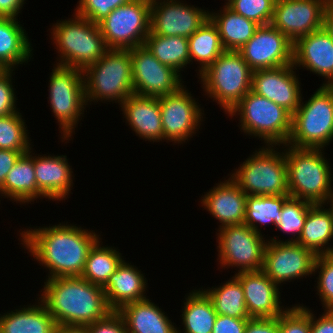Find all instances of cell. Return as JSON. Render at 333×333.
I'll use <instances>...</instances> for the list:
<instances>
[{"mask_svg": "<svg viewBox=\"0 0 333 333\" xmlns=\"http://www.w3.org/2000/svg\"><path fill=\"white\" fill-rule=\"evenodd\" d=\"M21 235L34 258L51 270L48 279L81 276L88 253L99 240L95 232L61 223L27 229Z\"/></svg>", "mask_w": 333, "mask_h": 333, "instance_id": "obj_1", "label": "cell"}, {"mask_svg": "<svg viewBox=\"0 0 333 333\" xmlns=\"http://www.w3.org/2000/svg\"><path fill=\"white\" fill-rule=\"evenodd\" d=\"M41 301L57 325L87 326L112 310L102 286L80 276L46 280Z\"/></svg>", "mask_w": 333, "mask_h": 333, "instance_id": "obj_2", "label": "cell"}, {"mask_svg": "<svg viewBox=\"0 0 333 333\" xmlns=\"http://www.w3.org/2000/svg\"><path fill=\"white\" fill-rule=\"evenodd\" d=\"M288 146L289 151L286 150L284 155L290 197L313 205L328 204L333 198V180L331 168L321 152L323 150Z\"/></svg>", "mask_w": 333, "mask_h": 333, "instance_id": "obj_3", "label": "cell"}, {"mask_svg": "<svg viewBox=\"0 0 333 333\" xmlns=\"http://www.w3.org/2000/svg\"><path fill=\"white\" fill-rule=\"evenodd\" d=\"M51 33L60 55L57 65L84 71L109 49L99 24L75 14V19L57 22Z\"/></svg>", "mask_w": 333, "mask_h": 333, "instance_id": "obj_4", "label": "cell"}, {"mask_svg": "<svg viewBox=\"0 0 333 333\" xmlns=\"http://www.w3.org/2000/svg\"><path fill=\"white\" fill-rule=\"evenodd\" d=\"M83 77L86 105L100 99L121 104L134 93L130 49H109L83 71Z\"/></svg>", "mask_w": 333, "mask_h": 333, "instance_id": "obj_5", "label": "cell"}, {"mask_svg": "<svg viewBox=\"0 0 333 333\" xmlns=\"http://www.w3.org/2000/svg\"><path fill=\"white\" fill-rule=\"evenodd\" d=\"M303 104V105H302ZM333 138V85H323L292 115L287 145L323 149Z\"/></svg>", "mask_w": 333, "mask_h": 333, "instance_id": "obj_6", "label": "cell"}, {"mask_svg": "<svg viewBox=\"0 0 333 333\" xmlns=\"http://www.w3.org/2000/svg\"><path fill=\"white\" fill-rule=\"evenodd\" d=\"M252 70L238 51L225 50L200 78L209 97L228 114L251 91Z\"/></svg>", "mask_w": 333, "mask_h": 333, "instance_id": "obj_7", "label": "cell"}, {"mask_svg": "<svg viewBox=\"0 0 333 333\" xmlns=\"http://www.w3.org/2000/svg\"><path fill=\"white\" fill-rule=\"evenodd\" d=\"M240 115L241 129L264 140L267 146L287 144L292 131V114L284 107L249 91L229 115Z\"/></svg>", "mask_w": 333, "mask_h": 333, "instance_id": "obj_8", "label": "cell"}, {"mask_svg": "<svg viewBox=\"0 0 333 333\" xmlns=\"http://www.w3.org/2000/svg\"><path fill=\"white\" fill-rule=\"evenodd\" d=\"M258 151L245 160L230 178L247 195H289L284 153H277L273 145Z\"/></svg>", "mask_w": 333, "mask_h": 333, "instance_id": "obj_9", "label": "cell"}, {"mask_svg": "<svg viewBox=\"0 0 333 333\" xmlns=\"http://www.w3.org/2000/svg\"><path fill=\"white\" fill-rule=\"evenodd\" d=\"M151 0H131L98 24L108 49L129 50L144 45L150 33Z\"/></svg>", "mask_w": 333, "mask_h": 333, "instance_id": "obj_10", "label": "cell"}, {"mask_svg": "<svg viewBox=\"0 0 333 333\" xmlns=\"http://www.w3.org/2000/svg\"><path fill=\"white\" fill-rule=\"evenodd\" d=\"M52 70L49 81L50 106L60 123L63 139L68 140L86 105L83 71L61 65Z\"/></svg>", "mask_w": 333, "mask_h": 333, "instance_id": "obj_11", "label": "cell"}, {"mask_svg": "<svg viewBox=\"0 0 333 333\" xmlns=\"http://www.w3.org/2000/svg\"><path fill=\"white\" fill-rule=\"evenodd\" d=\"M218 252L222 266L240 267L238 272L262 270L267 242L245 224L222 227Z\"/></svg>", "mask_w": 333, "mask_h": 333, "instance_id": "obj_12", "label": "cell"}, {"mask_svg": "<svg viewBox=\"0 0 333 333\" xmlns=\"http://www.w3.org/2000/svg\"><path fill=\"white\" fill-rule=\"evenodd\" d=\"M130 57L134 94L159 98L184 86L180 73L162 64L145 45L130 49Z\"/></svg>", "mask_w": 333, "mask_h": 333, "instance_id": "obj_13", "label": "cell"}, {"mask_svg": "<svg viewBox=\"0 0 333 333\" xmlns=\"http://www.w3.org/2000/svg\"><path fill=\"white\" fill-rule=\"evenodd\" d=\"M271 241V242H270ZM267 241L262 271L275 283L311 275L317 255L297 242Z\"/></svg>", "mask_w": 333, "mask_h": 333, "instance_id": "obj_14", "label": "cell"}, {"mask_svg": "<svg viewBox=\"0 0 333 333\" xmlns=\"http://www.w3.org/2000/svg\"><path fill=\"white\" fill-rule=\"evenodd\" d=\"M294 43L272 24L260 25L238 52L252 71L293 64Z\"/></svg>", "mask_w": 333, "mask_h": 333, "instance_id": "obj_15", "label": "cell"}, {"mask_svg": "<svg viewBox=\"0 0 333 333\" xmlns=\"http://www.w3.org/2000/svg\"><path fill=\"white\" fill-rule=\"evenodd\" d=\"M325 0H276L271 24L293 43L323 27Z\"/></svg>", "mask_w": 333, "mask_h": 333, "instance_id": "obj_16", "label": "cell"}, {"mask_svg": "<svg viewBox=\"0 0 333 333\" xmlns=\"http://www.w3.org/2000/svg\"><path fill=\"white\" fill-rule=\"evenodd\" d=\"M208 19V11L175 0H151L150 33L189 38Z\"/></svg>", "mask_w": 333, "mask_h": 333, "instance_id": "obj_17", "label": "cell"}, {"mask_svg": "<svg viewBox=\"0 0 333 333\" xmlns=\"http://www.w3.org/2000/svg\"><path fill=\"white\" fill-rule=\"evenodd\" d=\"M194 100L183 86L174 93L159 97L163 139L182 143L195 133L203 113Z\"/></svg>", "mask_w": 333, "mask_h": 333, "instance_id": "obj_18", "label": "cell"}, {"mask_svg": "<svg viewBox=\"0 0 333 333\" xmlns=\"http://www.w3.org/2000/svg\"><path fill=\"white\" fill-rule=\"evenodd\" d=\"M293 67L290 64L253 71L251 91L284 107L293 115L302 102L300 83Z\"/></svg>", "mask_w": 333, "mask_h": 333, "instance_id": "obj_19", "label": "cell"}, {"mask_svg": "<svg viewBox=\"0 0 333 333\" xmlns=\"http://www.w3.org/2000/svg\"><path fill=\"white\" fill-rule=\"evenodd\" d=\"M235 277L243 287L250 318H275L285 311L280 306L279 287L262 270L238 272Z\"/></svg>", "mask_w": 333, "mask_h": 333, "instance_id": "obj_20", "label": "cell"}, {"mask_svg": "<svg viewBox=\"0 0 333 333\" xmlns=\"http://www.w3.org/2000/svg\"><path fill=\"white\" fill-rule=\"evenodd\" d=\"M294 68H303L328 79L325 85H333V39L322 27L299 38L293 47Z\"/></svg>", "mask_w": 333, "mask_h": 333, "instance_id": "obj_21", "label": "cell"}, {"mask_svg": "<svg viewBox=\"0 0 333 333\" xmlns=\"http://www.w3.org/2000/svg\"><path fill=\"white\" fill-rule=\"evenodd\" d=\"M247 194L229 178L204 195L202 206L221 223L220 228L244 224Z\"/></svg>", "mask_w": 333, "mask_h": 333, "instance_id": "obj_22", "label": "cell"}, {"mask_svg": "<svg viewBox=\"0 0 333 333\" xmlns=\"http://www.w3.org/2000/svg\"><path fill=\"white\" fill-rule=\"evenodd\" d=\"M120 106L136 134L154 142L163 139L159 98L133 93Z\"/></svg>", "mask_w": 333, "mask_h": 333, "instance_id": "obj_23", "label": "cell"}, {"mask_svg": "<svg viewBox=\"0 0 333 333\" xmlns=\"http://www.w3.org/2000/svg\"><path fill=\"white\" fill-rule=\"evenodd\" d=\"M124 261L102 287L107 304L112 311H118L128 303L146 299L144 295L146 280L143 274Z\"/></svg>", "mask_w": 333, "mask_h": 333, "instance_id": "obj_24", "label": "cell"}, {"mask_svg": "<svg viewBox=\"0 0 333 333\" xmlns=\"http://www.w3.org/2000/svg\"><path fill=\"white\" fill-rule=\"evenodd\" d=\"M37 188L48 199L59 201L68 197L72 184V171L66 156H34Z\"/></svg>", "mask_w": 333, "mask_h": 333, "instance_id": "obj_25", "label": "cell"}, {"mask_svg": "<svg viewBox=\"0 0 333 333\" xmlns=\"http://www.w3.org/2000/svg\"><path fill=\"white\" fill-rule=\"evenodd\" d=\"M149 299L128 303L117 312L128 333H181L165 313Z\"/></svg>", "mask_w": 333, "mask_h": 333, "instance_id": "obj_26", "label": "cell"}, {"mask_svg": "<svg viewBox=\"0 0 333 333\" xmlns=\"http://www.w3.org/2000/svg\"><path fill=\"white\" fill-rule=\"evenodd\" d=\"M322 207V204H314L308 209L302 232L296 241L317 256L333 253V247L325 246L333 237V214L330 208L326 210Z\"/></svg>", "mask_w": 333, "mask_h": 333, "instance_id": "obj_27", "label": "cell"}, {"mask_svg": "<svg viewBox=\"0 0 333 333\" xmlns=\"http://www.w3.org/2000/svg\"><path fill=\"white\" fill-rule=\"evenodd\" d=\"M30 150L22 154L8 172L0 194L16 202H30L38 197H45L37 188L34 170V157Z\"/></svg>", "mask_w": 333, "mask_h": 333, "instance_id": "obj_28", "label": "cell"}, {"mask_svg": "<svg viewBox=\"0 0 333 333\" xmlns=\"http://www.w3.org/2000/svg\"><path fill=\"white\" fill-rule=\"evenodd\" d=\"M16 18L0 17V70H12L29 60L32 49Z\"/></svg>", "mask_w": 333, "mask_h": 333, "instance_id": "obj_29", "label": "cell"}, {"mask_svg": "<svg viewBox=\"0 0 333 333\" xmlns=\"http://www.w3.org/2000/svg\"><path fill=\"white\" fill-rule=\"evenodd\" d=\"M0 316V333H55L57 324L44 304Z\"/></svg>", "mask_w": 333, "mask_h": 333, "instance_id": "obj_30", "label": "cell"}, {"mask_svg": "<svg viewBox=\"0 0 333 333\" xmlns=\"http://www.w3.org/2000/svg\"><path fill=\"white\" fill-rule=\"evenodd\" d=\"M215 14L209 13V18L216 25L225 50L238 51L253 37L260 26L237 14L227 5L220 11V14Z\"/></svg>", "mask_w": 333, "mask_h": 333, "instance_id": "obj_31", "label": "cell"}, {"mask_svg": "<svg viewBox=\"0 0 333 333\" xmlns=\"http://www.w3.org/2000/svg\"><path fill=\"white\" fill-rule=\"evenodd\" d=\"M189 294L182 309L184 333H212L217 313L211 299L204 290Z\"/></svg>", "mask_w": 333, "mask_h": 333, "instance_id": "obj_32", "label": "cell"}, {"mask_svg": "<svg viewBox=\"0 0 333 333\" xmlns=\"http://www.w3.org/2000/svg\"><path fill=\"white\" fill-rule=\"evenodd\" d=\"M144 45L162 64L172 67L177 72L190 63L188 38L186 37H167L149 33Z\"/></svg>", "mask_w": 333, "mask_h": 333, "instance_id": "obj_33", "label": "cell"}, {"mask_svg": "<svg viewBox=\"0 0 333 333\" xmlns=\"http://www.w3.org/2000/svg\"><path fill=\"white\" fill-rule=\"evenodd\" d=\"M188 46L190 62L193 59L199 61L200 73L225 51L218 29L210 18L188 38Z\"/></svg>", "mask_w": 333, "mask_h": 333, "instance_id": "obj_34", "label": "cell"}, {"mask_svg": "<svg viewBox=\"0 0 333 333\" xmlns=\"http://www.w3.org/2000/svg\"><path fill=\"white\" fill-rule=\"evenodd\" d=\"M123 259L112 247H101L99 240L90 249L80 277L92 284L104 286Z\"/></svg>", "mask_w": 333, "mask_h": 333, "instance_id": "obj_35", "label": "cell"}, {"mask_svg": "<svg viewBox=\"0 0 333 333\" xmlns=\"http://www.w3.org/2000/svg\"><path fill=\"white\" fill-rule=\"evenodd\" d=\"M289 198L290 195H247L244 224L257 233H260L258 222L264 225L272 223L276 228L281 220L282 207Z\"/></svg>", "mask_w": 333, "mask_h": 333, "instance_id": "obj_36", "label": "cell"}, {"mask_svg": "<svg viewBox=\"0 0 333 333\" xmlns=\"http://www.w3.org/2000/svg\"><path fill=\"white\" fill-rule=\"evenodd\" d=\"M204 292L211 299L217 315L251 319L246 309L243 287L235 276L222 286Z\"/></svg>", "mask_w": 333, "mask_h": 333, "instance_id": "obj_37", "label": "cell"}, {"mask_svg": "<svg viewBox=\"0 0 333 333\" xmlns=\"http://www.w3.org/2000/svg\"><path fill=\"white\" fill-rule=\"evenodd\" d=\"M25 122L17 111L13 114L0 116V149L13 151H29Z\"/></svg>", "mask_w": 333, "mask_h": 333, "instance_id": "obj_38", "label": "cell"}, {"mask_svg": "<svg viewBox=\"0 0 333 333\" xmlns=\"http://www.w3.org/2000/svg\"><path fill=\"white\" fill-rule=\"evenodd\" d=\"M313 204L294 198H289L282 207L281 220L276 229H280L285 233H292L296 239L288 240V242H296L302 232L307 211Z\"/></svg>", "mask_w": 333, "mask_h": 333, "instance_id": "obj_39", "label": "cell"}, {"mask_svg": "<svg viewBox=\"0 0 333 333\" xmlns=\"http://www.w3.org/2000/svg\"><path fill=\"white\" fill-rule=\"evenodd\" d=\"M276 0H229L225 5L259 25L271 24Z\"/></svg>", "mask_w": 333, "mask_h": 333, "instance_id": "obj_40", "label": "cell"}, {"mask_svg": "<svg viewBox=\"0 0 333 333\" xmlns=\"http://www.w3.org/2000/svg\"><path fill=\"white\" fill-rule=\"evenodd\" d=\"M318 269L320 270L317 282L318 295L325 306V311L333 310V253L317 256L314 273Z\"/></svg>", "mask_w": 333, "mask_h": 333, "instance_id": "obj_41", "label": "cell"}, {"mask_svg": "<svg viewBox=\"0 0 333 333\" xmlns=\"http://www.w3.org/2000/svg\"><path fill=\"white\" fill-rule=\"evenodd\" d=\"M279 333H311V311L303 306L287 308L278 316Z\"/></svg>", "mask_w": 333, "mask_h": 333, "instance_id": "obj_42", "label": "cell"}, {"mask_svg": "<svg viewBox=\"0 0 333 333\" xmlns=\"http://www.w3.org/2000/svg\"><path fill=\"white\" fill-rule=\"evenodd\" d=\"M131 0H80L76 14L93 23H99L111 11Z\"/></svg>", "mask_w": 333, "mask_h": 333, "instance_id": "obj_43", "label": "cell"}, {"mask_svg": "<svg viewBox=\"0 0 333 333\" xmlns=\"http://www.w3.org/2000/svg\"><path fill=\"white\" fill-rule=\"evenodd\" d=\"M12 70H0V116L17 112L15 107V92L11 84Z\"/></svg>", "mask_w": 333, "mask_h": 333, "instance_id": "obj_44", "label": "cell"}, {"mask_svg": "<svg viewBox=\"0 0 333 333\" xmlns=\"http://www.w3.org/2000/svg\"><path fill=\"white\" fill-rule=\"evenodd\" d=\"M89 333H128L122 316L111 311L105 318L87 325Z\"/></svg>", "mask_w": 333, "mask_h": 333, "instance_id": "obj_45", "label": "cell"}, {"mask_svg": "<svg viewBox=\"0 0 333 333\" xmlns=\"http://www.w3.org/2000/svg\"><path fill=\"white\" fill-rule=\"evenodd\" d=\"M248 320L217 315L212 333H244Z\"/></svg>", "mask_w": 333, "mask_h": 333, "instance_id": "obj_46", "label": "cell"}, {"mask_svg": "<svg viewBox=\"0 0 333 333\" xmlns=\"http://www.w3.org/2000/svg\"><path fill=\"white\" fill-rule=\"evenodd\" d=\"M244 333H279L278 317L251 318L247 322Z\"/></svg>", "mask_w": 333, "mask_h": 333, "instance_id": "obj_47", "label": "cell"}, {"mask_svg": "<svg viewBox=\"0 0 333 333\" xmlns=\"http://www.w3.org/2000/svg\"><path fill=\"white\" fill-rule=\"evenodd\" d=\"M28 151H13L0 149V187L4 184L6 176L15 162Z\"/></svg>", "mask_w": 333, "mask_h": 333, "instance_id": "obj_48", "label": "cell"}, {"mask_svg": "<svg viewBox=\"0 0 333 333\" xmlns=\"http://www.w3.org/2000/svg\"><path fill=\"white\" fill-rule=\"evenodd\" d=\"M319 319L311 313V333H333V310H326Z\"/></svg>", "mask_w": 333, "mask_h": 333, "instance_id": "obj_49", "label": "cell"}, {"mask_svg": "<svg viewBox=\"0 0 333 333\" xmlns=\"http://www.w3.org/2000/svg\"><path fill=\"white\" fill-rule=\"evenodd\" d=\"M24 0H0V17L17 18Z\"/></svg>", "mask_w": 333, "mask_h": 333, "instance_id": "obj_50", "label": "cell"}, {"mask_svg": "<svg viewBox=\"0 0 333 333\" xmlns=\"http://www.w3.org/2000/svg\"><path fill=\"white\" fill-rule=\"evenodd\" d=\"M323 28L333 39V3L326 4L323 14Z\"/></svg>", "mask_w": 333, "mask_h": 333, "instance_id": "obj_51", "label": "cell"}, {"mask_svg": "<svg viewBox=\"0 0 333 333\" xmlns=\"http://www.w3.org/2000/svg\"><path fill=\"white\" fill-rule=\"evenodd\" d=\"M55 333H89L87 326L57 325Z\"/></svg>", "mask_w": 333, "mask_h": 333, "instance_id": "obj_52", "label": "cell"}, {"mask_svg": "<svg viewBox=\"0 0 333 333\" xmlns=\"http://www.w3.org/2000/svg\"><path fill=\"white\" fill-rule=\"evenodd\" d=\"M330 202H331L330 205L332 206V207H331V211H332V214H333V198L330 200Z\"/></svg>", "mask_w": 333, "mask_h": 333, "instance_id": "obj_53", "label": "cell"}, {"mask_svg": "<svg viewBox=\"0 0 333 333\" xmlns=\"http://www.w3.org/2000/svg\"><path fill=\"white\" fill-rule=\"evenodd\" d=\"M327 4L333 3V0H325Z\"/></svg>", "mask_w": 333, "mask_h": 333, "instance_id": "obj_54", "label": "cell"}]
</instances>
